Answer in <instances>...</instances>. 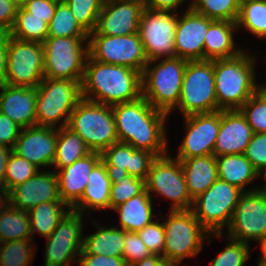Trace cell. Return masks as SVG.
<instances>
[{"label":"cell","instance_id":"6da1fadb","mask_svg":"<svg viewBox=\"0 0 266 266\" xmlns=\"http://www.w3.org/2000/svg\"><path fill=\"white\" fill-rule=\"evenodd\" d=\"M119 142L147 150L157 157L167 154L164 122L167 113L155 109L143 96L112 106Z\"/></svg>","mask_w":266,"mask_h":266},{"label":"cell","instance_id":"7a4b0ae2","mask_svg":"<svg viewBox=\"0 0 266 266\" xmlns=\"http://www.w3.org/2000/svg\"><path fill=\"white\" fill-rule=\"evenodd\" d=\"M81 95L83 99L107 106L134 101L142 96V73L125 66L101 63L88 55Z\"/></svg>","mask_w":266,"mask_h":266},{"label":"cell","instance_id":"3957f363","mask_svg":"<svg viewBox=\"0 0 266 266\" xmlns=\"http://www.w3.org/2000/svg\"><path fill=\"white\" fill-rule=\"evenodd\" d=\"M254 61L244 51L234 58L214 60L218 111L239 110L260 89L255 84Z\"/></svg>","mask_w":266,"mask_h":266},{"label":"cell","instance_id":"277c9868","mask_svg":"<svg viewBox=\"0 0 266 266\" xmlns=\"http://www.w3.org/2000/svg\"><path fill=\"white\" fill-rule=\"evenodd\" d=\"M67 127L76 132L92 152L101 153L119 142L112 106L82 98L71 113Z\"/></svg>","mask_w":266,"mask_h":266},{"label":"cell","instance_id":"5b68a950","mask_svg":"<svg viewBox=\"0 0 266 266\" xmlns=\"http://www.w3.org/2000/svg\"><path fill=\"white\" fill-rule=\"evenodd\" d=\"M187 60L164 58L155 67L146 65L142 73V96L155 108L169 115L177 106Z\"/></svg>","mask_w":266,"mask_h":266},{"label":"cell","instance_id":"8992f818","mask_svg":"<svg viewBox=\"0 0 266 266\" xmlns=\"http://www.w3.org/2000/svg\"><path fill=\"white\" fill-rule=\"evenodd\" d=\"M82 99L81 82L69 79H51L44 77L37 86L36 126H67L69 117Z\"/></svg>","mask_w":266,"mask_h":266},{"label":"cell","instance_id":"52a82bcc","mask_svg":"<svg viewBox=\"0 0 266 266\" xmlns=\"http://www.w3.org/2000/svg\"><path fill=\"white\" fill-rule=\"evenodd\" d=\"M183 116L218 111L214 60L188 61L184 70L179 102Z\"/></svg>","mask_w":266,"mask_h":266},{"label":"cell","instance_id":"ba28073f","mask_svg":"<svg viewBox=\"0 0 266 266\" xmlns=\"http://www.w3.org/2000/svg\"><path fill=\"white\" fill-rule=\"evenodd\" d=\"M85 40L87 44L84 46ZM42 46L44 77L82 82L88 57V37H47Z\"/></svg>","mask_w":266,"mask_h":266},{"label":"cell","instance_id":"9c48e42d","mask_svg":"<svg viewBox=\"0 0 266 266\" xmlns=\"http://www.w3.org/2000/svg\"><path fill=\"white\" fill-rule=\"evenodd\" d=\"M237 186L217 179L213 185L193 200L191 211L209 232L221 238L223 227L228 228L240 195Z\"/></svg>","mask_w":266,"mask_h":266},{"label":"cell","instance_id":"30bf717a","mask_svg":"<svg viewBox=\"0 0 266 266\" xmlns=\"http://www.w3.org/2000/svg\"><path fill=\"white\" fill-rule=\"evenodd\" d=\"M163 227V258L179 263L186 257L196 256L202 249L203 239L211 236L191 210H171Z\"/></svg>","mask_w":266,"mask_h":266},{"label":"cell","instance_id":"8fae6325","mask_svg":"<svg viewBox=\"0 0 266 266\" xmlns=\"http://www.w3.org/2000/svg\"><path fill=\"white\" fill-rule=\"evenodd\" d=\"M88 39V55L93 60L143 73L148 59L139 33L120 36L89 34Z\"/></svg>","mask_w":266,"mask_h":266},{"label":"cell","instance_id":"7c38bea8","mask_svg":"<svg viewBox=\"0 0 266 266\" xmlns=\"http://www.w3.org/2000/svg\"><path fill=\"white\" fill-rule=\"evenodd\" d=\"M177 22L175 12L171 14L169 11L144 8L138 33L148 59L147 65L162 57H176L174 42Z\"/></svg>","mask_w":266,"mask_h":266},{"label":"cell","instance_id":"4fadbf2b","mask_svg":"<svg viewBox=\"0 0 266 266\" xmlns=\"http://www.w3.org/2000/svg\"><path fill=\"white\" fill-rule=\"evenodd\" d=\"M44 79L42 43L21 41L8 35L5 84L37 87Z\"/></svg>","mask_w":266,"mask_h":266},{"label":"cell","instance_id":"5bb4252c","mask_svg":"<svg viewBox=\"0 0 266 266\" xmlns=\"http://www.w3.org/2000/svg\"><path fill=\"white\" fill-rule=\"evenodd\" d=\"M145 189L157 192L173 201L171 210H191L193 199L190 197L183 169L179 159L168 154L157 157L145 180Z\"/></svg>","mask_w":266,"mask_h":266},{"label":"cell","instance_id":"9a60e30c","mask_svg":"<svg viewBox=\"0 0 266 266\" xmlns=\"http://www.w3.org/2000/svg\"><path fill=\"white\" fill-rule=\"evenodd\" d=\"M228 231V238L246 244L266 239V195L259 187L240 195Z\"/></svg>","mask_w":266,"mask_h":266},{"label":"cell","instance_id":"2e32d148","mask_svg":"<svg viewBox=\"0 0 266 266\" xmlns=\"http://www.w3.org/2000/svg\"><path fill=\"white\" fill-rule=\"evenodd\" d=\"M82 215L69 209L57 228L46 238L45 266H71V262L77 260L75 257L80 256L84 226Z\"/></svg>","mask_w":266,"mask_h":266},{"label":"cell","instance_id":"e0dca14e","mask_svg":"<svg viewBox=\"0 0 266 266\" xmlns=\"http://www.w3.org/2000/svg\"><path fill=\"white\" fill-rule=\"evenodd\" d=\"M111 183L128 174L146 180L153 161L157 158L147 150L135 149L127 143L116 142L101 153Z\"/></svg>","mask_w":266,"mask_h":266},{"label":"cell","instance_id":"ac0fdd59","mask_svg":"<svg viewBox=\"0 0 266 266\" xmlns=\"http://www.w3.org/2000/svg\"><path fill=\"white\" fill-rule=\"evenodd\" d=\"M186 135L179 147L177 159L213 155L220 128V110L184 117Z\"/></svg>","mask_w":266,"mask_h":266},{"label":"cell","instance_id":"d6986e66","mask_svg":"<svg viewBox=\"0 0 266 266\" xmlns=\"http://www.w3.org/2000/svg\"><path fill=\"white\" fill-rule=\"evenodd\" d=\"M145 3L140 0H105L96 28L89 34L120 36L136 34Z\"/></svg>","mask_w":266,"mask_h":266},{"label":"cell","instance_id":"ffe728a7","mask_svg":"<svg viewBox=\"0 0 266 266\" xmlns=\"http://www.w3.org/2000/svg\"><path fill=\"white\" fill-rule=\"evenodd\" d=\"M52 201H62L55 171H38L7 193V202L11 206L27 212L41 203Z\"/></svg>","mask_w":266,"mask_h":266},{"label":"cell","instance_id":"44dd1931","mask_svg":"<svg viewBox=\"0 0 266 266\" xmlns=\"http://www.w3.org/2000/svg\"><path fill=\"white\" fill-rule=\"evenodd\" d=\"M211 20L191 7L178 17L175 33L176 57L187 61L204 60V40Z\"/></svg>","mask_w":266,"mask_h":266},{"label":"cell","instance_id":"7402d4cb","mask_svg":"<svg viewBox=\"0 0 266 266\" xmlns=\"http://www.w3.org/2000/svg\"><path fill=\"white\" fill-rule=\"evenodd\" d=\"M21 131L13 152L38 168L51 166L56 156V128L33 126Z\"/></svg>","mask_w":266,"mask_h":266},{"label":"cell","instance_id":"603a6c76","mask_svg":"<svg viewBox=\"0 0 266 266\" xmlns=\"http://www.w3.org/2000/svg\"><path fill=\"white\" fill-rule=\"evenodd\" d=\"M254 132L240 110H220V128L213 149L215 157L244 154Z\"/></svg>","mask_w":266,"mask_h":266},{"label":"cell","instance_id":"cb8c5ba5","mask_svg":"<svg viewBox=\"0 0 266 266\" xmlns=\"http://www.w3.org/2000/svg\"><path fill=\"white\" fill-rule=\"evenodd\" d=\"M0 113L22 128L36 126L37 87L0 86Z\"/></svg>","mask_w":266,"mask_h":266},{"label":"cell","instance_id":"d4e9b609","mask_svg":"<svg viewBox=\"0 0 266 266\" xmlns=\"http://www.w3.org/2000/svg\"><path fill=\"white\" fill-rule=\"evenodd\" d=\"M101 160L99 152H91L60 171H56L61 200L72 208L82 197L93 167Z\"/></svg>","mask_w":266,"mask_h":266},{"label":"cell","instance_id":"484cf974","mask_svg":"<svg viewBox=\"0 0 266 266\" xmlns=\"http://www.w3.org/2000/svg\"><path fill=\"white\" fill-rule=\"evenodd\" d=\"M179 160L189 195L193 200L208 190L218 179L217 162L214 155Z\"/></svg>","mask_w":266,"mask_h":266},{"label":"cell","instance_id":"4316f807","mask_svg":"<svg viewBox=\"0 0 266 266\" xmlns=\"http://www.w3.org/2000/svg\"><path fill=\"white\" fill-rule=\"evenodd\" d=\"M236 29V22L214 20L204 40V60L234 58L243 52L234 45L233 32Z\"/></svg>","mask_w":266,"mask_h":266},{"label":"cell","instance_id":"83f0119b","mask_svg":"<svg viewBox=\"0 0 266 266\" xmlns=\"http://www.w3.org/2000/svg\"><path fill=\"white\" fill-rule=\"evenodd\" d=\"M111 180L106 167L100 160L91 170L88 184L81 199L71 208L83 213L85 209H110Z\"/></svg>","mask_w":266,"mask_h":266},{"label":"cell","instance_id":"f1b7e54d","mask_svg":"<svg viewBox=\"0 0 266 266\" xmlns=\"http://www.w3.org/2000/svg\"><path fill=\"white\" fill-rule=\"evenodd\" d=\"M151 196L145 189L141 194L114 208L119 214L121 229L126 232H137L153 222L155 216Z\"/></svg>","mask_w":266,"mask_h":266},{"label":"cell","instance_id":"f546056e","mask_svg":"<svg viewBox=\"0 0 266 266\" xmlns=\"http://www.w3.org/2000/svg\"><path fill=\"white\" fill-rule=\"evenodd\" d=\"M218 179L234 186L243 192L245 185L260 176L244 154H229L216 157Z\"/></svg>","mask_w":266,"mask_h":266},{"label":"cell","instance_id":"4dcf8cb0","mask_svg":"<svg viewBox=\"0 0 266 266\" xmlns=\"http://www.w3.org/2000/svg\"><path fill=\"white\" fill-rule=\"evenodd\" d=\"M98 226L96 233L83 237L80 255H107L122 257L124 249V230Z\"/></svg>","mask_w":266,"mask_h":266},{"label":"cell","instance_id":"1f68e13d","mask_svg":"<svg viewBox=\"0 0 266 266\" xmlns=\"http://www.w3.org/2000/svg\"><path fill=\"white\" fill-rule=\"evenodd\" d=\"M92 151L84 140L67 126L57 129L56 156L52 166L60 170L70 166Z\"/></svg>","mask_w":266,"mask_h":266},{"label":"cell","instance_id":"d6a6232c","mask_svg":"<svg viewBox=\"0 0 266 266\" xmlns=\"http://www.w3.org/2000/svg\"><path fill=\"white\" fill-rule=\"evenodd\" d=\"M63 207L71 209L63 201H52L41 203L28 211L31 234L40 233L47 238L57 228L58 222L65 216L69 210H63Z\"/></svg>","mask_w":266,"mask_h":266},{"label":"cell","instance_id":"836d02e7","mask_svg":"<svg viewBox=\"0 0 266 266\" xmlns=\"http://www.w3.org/2000/svg\"><path fill=\"white\" fill-rule=\"evenodd\" d=\"M27 211L11 206L8 202L0 210V243L33 239Z\"/></svg>","mask_w":266,"mask_h":266},{"label":"cell","instance_id":"e575fe53","mask_svg":"<svg viewBox=\"0 0 266 266\" xmlns=\"http://www.w3.org/2000/svg\"><path fill=\"white\" fill-rule=\"evenodd\" d=\"M8 35L21 41L43 43L48 36V23L33 17L20 5Z\"/></svg>","mask_w":266,"mask_h":266},{"label":"cell","instance_id":"d590c367","mask_svg":"<svg viewBox=\"0 0 266 266\" xmlns=\"http://www.w3.org/2000/svg\"><path fill=\"white\" fill-rule=\"evenodd\" d=\"M236 25L259 38H266V0H241Z\"/></svg>","mask_w":266,"mask_h":266},{"label":"cell","instance_id":"8d00e7d4","mask_svg":"<svg viewBox=\"0 0 266 266\" xmlns=\"http://www.w3.org/2000/svg\"><path fill=\"white\" fill-rule=\"evenodd\" d=\"M89 34L76 21L67 4L57 3L52 20L48 24L47 37H88Z\"/></svg>","mask_w":266,"mask_h":266},{"label":"cell","instance_id":"74e56055","mask_svg":"<svg viewBox=\"0 0 266 266\" xmlns=\"http://www.w3.org/2000/svg\"><path fill=\"white\" fill-rule=\"evenodd\" d=\"M190 7L199 14L220 21L236 22L241 0H192Z\"/></svg>","mask_w":266,"mask_h":266},{"label":"cell","instance_id":"f35d334b","mask_svg":"<svg viewBox=\"0 0 266 266\" xmlns=\"http://www.w3.org/2000/svg\"><path fill=\"white\" fill-rule=\"evenodd\" d=\"M253 94L239 109L254 133H266V85H258Z\"/></svg>","mask_w":266,"mask_h":266},{"label":"cell","instance_id":"ab89813d","mask_svg":"<svg viewBox=\"0 0 266 266\" xmlns=\"http://www.w3.org/2000/svg\"><path fill=\"white\" fill-rule=\"evenodd\" d=\"M33 239L2 242L0 248V266H29L34 257ZM33 249V251H32Z\"/></svg>","mask_w":266,"mask_h":266},{"label":"cell","instance_id":"60d3db41","mask_svg":"<svg viewBox=\"0 0 266 266\" xmlns=\"http://www.w3.org/2000/svg\"><path fill=\"white\" fill-rule=\"evenodd\" d=\"M76 21L89 34L96 28L105 0H63Z\"/></svg>","mask_w":266,"mask_h":266},{"label":"cell","instance_id":"b9f144b4","mask_svg":"<svg viewBox=\"0 0 266 266\" xmlns=\"http://www.w3.org/2000/svg\"><path fill=\"white\" fill-rule=\"evenodd\" d=\"M38 167L18 156L13 151L9 157L5 172V193L16 187L38 172Z\"/></svg>","mask_w":266,"mask_h":266},{"label":"cell","instance_id":"7bdbcfd3","mask_svg":"<svg viewBox=\"0 0 266 266\" xmlns=\"http://www.w3.org/2000/svg\"><path fill=\"white\" fill-rule=\"evenodd\" d=\"M145 190V180L127 175L114 181L110 189V209L125 203Z\"/></svg>","mask_w":266,"mask_h":266},{"label":"cell","instance_id":"ee69618b","mask_svg":"<svg viewBox=\"0 0 266 266\" xmlns=\"http://www.w3.org/2000/svg\"><path fill=\"white\" fill-rule=\"evenodd\" d=\"M230 241L212 262L211 266H244L250 257L249 244L227 238Z\"/></svg>","mask_w":266,"mask_h":266},{"label":"cell","instance_id":"f6af8a7d","mask_svg":"<svg viewBox=\"0 0 266 266\" xmlns=\"http://www.w3.org/2000/svg\"><path fill=\"white\" fill-rule=\"evenodd\" d=\"M141 241L147 246L152 255L163 257L165 230L163 222L153 221L137 231Z\"/></svg>","mask_w":266,"mask_h":266},{"label":"cell","instance_id":"bcb514c9","mask_svg":"<svg viewBox=\"0 0 266 266\" xmlns=\"http://www.w3.org/2000/svg\"><path fill=\"white\" fill-rule=\"evenodd\" d=\"M123 245L122 257L128 266L152 255L147 246L141 241L137 232L124 231Z\"/></svg>","mask_w":266,"mask_h":266},{"label":"cell","instance_id":"7dc6e473","mask_svg":"<svg viewBox=\"0 0 266 266\" xmlns=\"http://www.w3.org/2000/svg\"><path fill=\"white\" fill-rule=\"evenodd\" d=\"M244 155L261 175L266 170V133H254Z\"/></svg>","mask_w":266,"mask_h":266},{"label":"cell","instance_id":"c3c4849f","mask_svg":"<svg viewBox=\"0 0 266 266\" xmlns=\"http://www.w3.org/2000/svg\"><path fill=\"white\" fill-rule=\"evenodd\" d=\"M60 0H24L20 5L33 17L41 18L48 24L53 18Z\"/></svg>","mask_w":266,"mask_h":266},{"label":"cell","instance_id":"681fc988","mask_svg":"<svg viewBox=\"0 0 266 266\" xmlns=\"http://www.w3.org/2000/svg\"><path fill=\"white\" fill-rule=\"evenodd\" d=\"M21 130L22 127L13 122L7 115L0 113V145L10 146L13 149Z\"/></svg>","mask_w":266,"mask_h":266},{"label":"cell","instance_id":"f907efd6","mask_svg":"<svg viewBox=\"0 0 266 266\" xmlns=\"http://www.w3.org/2000/svg\"><path fill=\"white\" fill-rule=\"evenodd\" d=\"M20 4L15 0H0V34H8L13 27Z\"/></svg>","mask_w":266,"mask_h":266},{"label":"cell","instance_id":"816d5d0a","mask_svg":"<svg viewBox=\"0 0 266 266\" xmlns=\"http://www.w3.org/2000/svg\"><path fill=\"white\" fill-rule=\"evenodd\" d=\"M79 266H128L123 257L107 255H80Z\"/></svg>","mask_w":266,"mask_h":266},{"label":"cell","instance_id":"f5cc1de1","mask_svg":"<svg viewBox=\"0 0 266 266\" xmlns=\"http://www.w3.org/2000/svg\"><path fill=\"white\" fill-rule=\"evenodd\" d=\"M8 34H0V86L5 84L7 76Z\"/></svg>","mask_w":266,"mask_h":266},{"label":"cell","instance_id":"db71d44e","mask_svg":"<svg viewBox=\"0 0 266 266\" xmlns=\"http://www.w3.org/2000/svg\"><path fill=\"white\" fill-rule=\"evenodd\" d=\"M185 0H146L145 7L157 11H175Z\"/></svg>","mask_w":266,"mask_h":266},{"label":"cell","instance_id":"11a10c76","mask_svg":"<svg viewBox=\"0 0 266 266\" xmlns=\"http://www.w3.org/2000/svg\"><path fill=\"white\" fill-rule=\"evenodd\" d=\"M12 148L0 145V192L5 193V172L9 157L12 153Z\"/></svg>","mask_w":266,"mask_h":266},{"label":"cell","instance_id":"9f6ffc18","mask_svg":"<svg viewBox=\"0 0 266 266\" xmlns=\"http://www.w3.org/2000/svg\"><path fill=\"white\" fill-rule=\"evenodd\" d=\"M163 259L162 256L159 255H150L143 260L135 262L131 266H158L159 262Z\"/></svg>","mask_w":266,"mask_h":266},{"label":"cell","instance_id":"6f0895ef","mask_svg":"<svg viewBox=\"0 0 266 266\" xmlns=\"http://www.w3.org/2000/svg\"><path fill=\"white\" fill-rule=\"evenodd\" d=\"M259 243L263 253L262 256L259 257V264L266 266V239L261 240Z\"/></svg>","mask_w":266,"mask_h":266},{"label":"cell","instance_id":"680465c9","mask_svg":"<svg viewBox=\"0 0 266 266\" xmlns=\"http://www.w3.org/2000/svg\"><path fill=\"white\" fill-rule=\"evenodd\" d=\"M180 263L177 261L169 260V259H162L158 266H178Z\"/></svg>","mask_w":266,"mask_h":266},{"label":"cell","instance_id":"91938a15","mask_svg":"<svg viewBox=\"0 0 266 266\" xmlns=\"http://www.w3.org/2000/svg\"><path fill=\"white\" fill-rule=\"evenodd\" d=\"M4 196V199H3ZM3 196L0 195V210L5 205L4 203L7 202V194H4Z\"/></svg>","mask_w":266,"mask_h":266},{"label":"cell","instance_id":"94428289","mask_svg":"<svg viewBox=\"0 0 266 266\" xmlns=\"http://www.w3.org/2000/svg\"><path fill=\"white\" fill-rule=\"evenodd\" d=\"M264 172V179H265V182H266V170H264L263 171ZM266 184V183H265ZM264 195H266V185H265V187L264 188H261V189H259Z\"/></svg>","mask_w":266,"mask_h":266},{"label":"cell","instance_id":"6125c7cd","mask_svg":"<svg viewBox=\"0 0 266 266\" xmlns=\"http://www.w3.org/2000/svg\"><path fill=\"white\" fill-rule=\"evenodd\" d=\"M17 1L19 4H21L24 0H15Z\"/></svg>","mask_w":266,"mask_h":266}]
</instances>
